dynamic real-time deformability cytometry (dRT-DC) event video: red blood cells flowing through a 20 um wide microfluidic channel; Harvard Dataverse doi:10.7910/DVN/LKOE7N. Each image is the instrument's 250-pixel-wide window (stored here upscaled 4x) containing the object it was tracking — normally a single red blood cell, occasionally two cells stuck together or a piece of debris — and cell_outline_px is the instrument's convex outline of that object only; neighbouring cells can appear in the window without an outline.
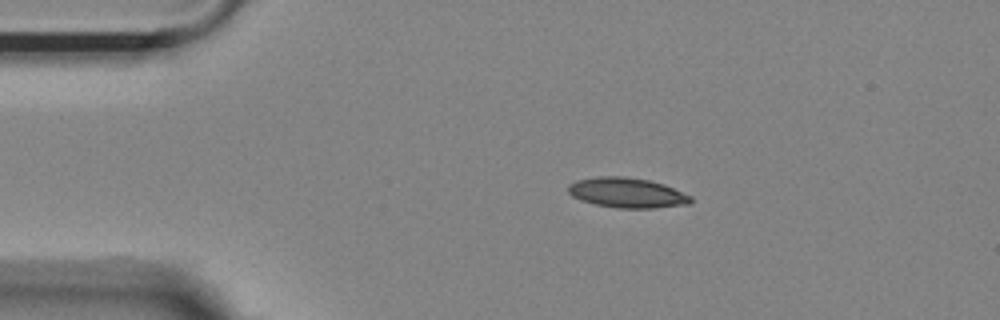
{"species": "Egyptian fruit bat (a non-hibernating species)", "species_latin": "Rousettus aegyptiacus", "temperature_condition": "room temperature", "stored_images_in_passage": 45, "camera_frame_rate_fps": 3000, "um_per_image_px": 0.085, "animal": {"sex": "female"}, "frame": {"image": 1, "passage_image": 1, "time_ms": 0.0, "image_size_px": [1000, 320], "cell_outline_px": [[692, 204], [652, 208], [616, 208], [596, 204], [580, 200], [572, 196], [568, 192], [568, 184], [576, 180], [596, 176], [624, 176], [648, 180], [664, 184], [692, 196]], "centroid_in_image_um": [53.3, 16.38], "position_along_channel_um": 31.7, "area_um2": 21.62}}
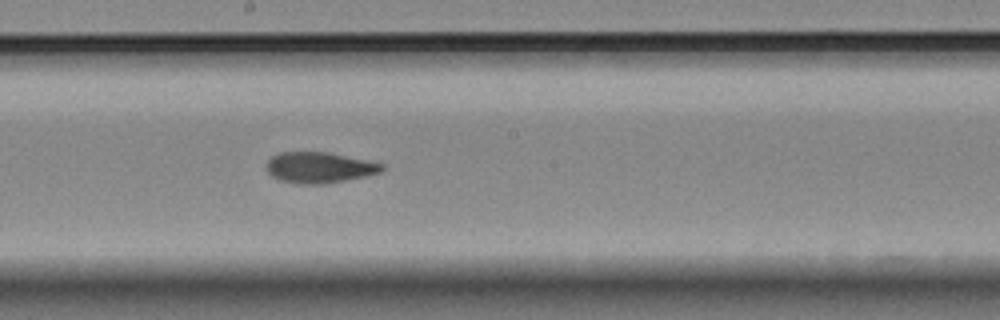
{"frame": {"image": 2, "passage_image": 20, "time_ms": 6.333, "image_size_px": [1000, 320], "cell_outline_px": [[384, 168], [380, 172], [364, 176], [324, 184], [300, 184], [280, 180], [272, 176], [268, 172], [264, 164], [272, 156], [280, 152], [328, 152], [384, 164]], "centroid_in_image_um": [27.09, 14.23], "position_along_channel_um": 221.1, "area_um2": 20.63}}
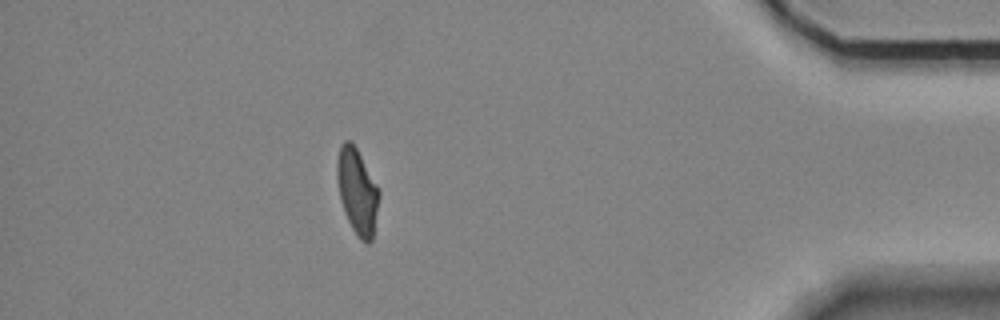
{"frame": {"image": 3, "passage_image": 39, "time_ms": 12.667, "image_size_px": [1000, 320], "cell_outline_px": [[380, 196], [372, 240], [368, 244], [360, 240], [352, 228], [348, 220], [340, 200], [336, 176], [336, 164], [340, 148], [344, 140], [352, 140], [376, 184], [380, 192]], "centroid_in_image_um": [30.36, 16.27], "position_along_channel_um": 404.8, "area_um2": 20.87}, "authors_computed_cell_mechanics": {"area_um2": 21.097, "velocity_mm_per_s": 3.6434, "shape_relaxation_time_tau1_ms": null, "shape_relaxation_time_tau2_ms": 2.4819, "deformation_change_tau1": null, "deformation_change_tau2": 0.0848}}